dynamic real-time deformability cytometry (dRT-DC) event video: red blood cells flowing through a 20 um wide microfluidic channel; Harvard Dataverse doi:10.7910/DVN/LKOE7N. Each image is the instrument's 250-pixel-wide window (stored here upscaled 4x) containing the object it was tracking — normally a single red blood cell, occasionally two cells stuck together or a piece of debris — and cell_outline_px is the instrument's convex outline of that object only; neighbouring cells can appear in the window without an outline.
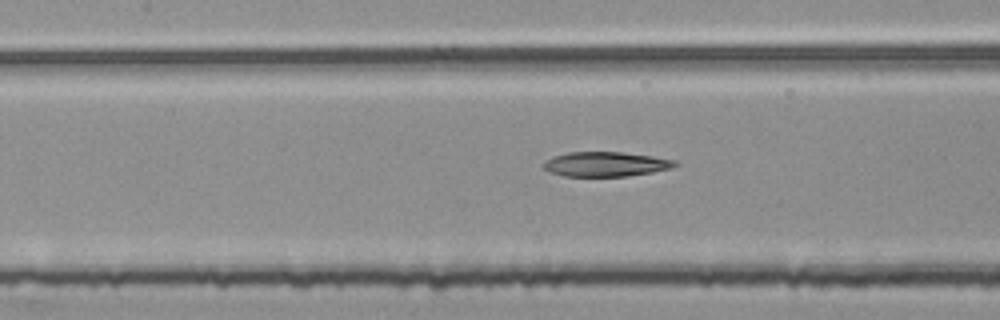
{"species": "common noctule bat (a hibernating species)", "species_latin": "Nyctalus noctula", "temperature_condition": "room temperature", "stored_images_in_passage": 55, "segment_of_instrument_passage": [2, 3], "camera_frame_rate_fps": 3000, "um_per_image_px": 0.085, "animal": {"sex": "female", "body_mass_g": 25.1}, "frame": {"image": 1, "passage_image": 24, "time_ms": 7.667, "image_size_px": [1000, 320], "cell_outline_px": [[680, 164], [672, 168], [652, 172], [628, 176], [564, 176], [548, 172], [544, 168], [544, 164], [552, 156], [568, 152], [620, 152], [652, 156], [676, 160]], "centroid_in_image_um": [51.51, 13.95], "position_along_channel_um": 155.9, "area_um2": 18.9}}
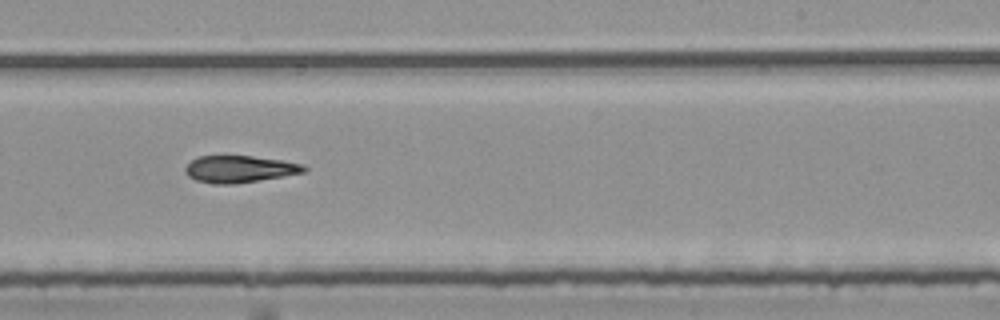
{"frame": {"image": 2, "passage_image": 33, "time_ms": 10.667, "image_size_px": [1000, 320], "cell_outline_px": [[308, 168], [304, 172], [260, 180], [236, 184], [216, 184], [196, 180], [188, 176], [184, 172], [184, 168], [196, 156], [252, 156], [280, 160], [304, 164]], "centroid_in_image_um": [20.34, 14.37], "position_along_channel_um": 268.7, "area_um2": 18.61}}
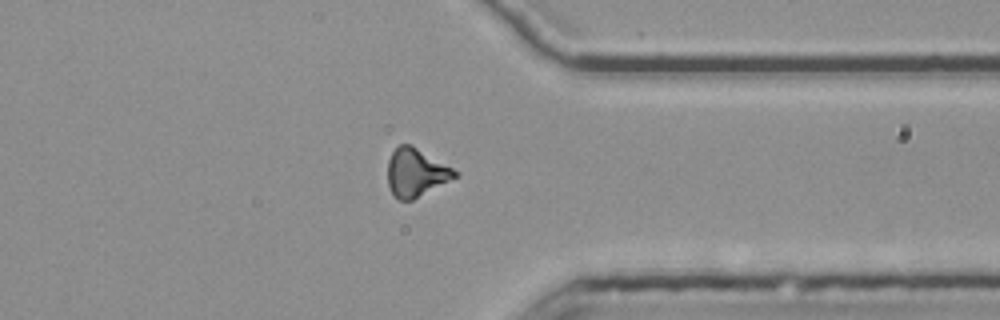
{"frame": {"image": 3, "passage_image": 42, "time_ms": 13.667, "image_size_px": [1000, 320], "cell_outline_px": [[460, 176], [412, 200], [400, 200], [392, 196], [388, 184], [388, 160], [392, 152], [400, 144], [412, 144], [460, 172]], "centroid_in_image_um": [35.38, 14.67], "position_along_channel_um": 376.0, "area_um2": 19.13}}